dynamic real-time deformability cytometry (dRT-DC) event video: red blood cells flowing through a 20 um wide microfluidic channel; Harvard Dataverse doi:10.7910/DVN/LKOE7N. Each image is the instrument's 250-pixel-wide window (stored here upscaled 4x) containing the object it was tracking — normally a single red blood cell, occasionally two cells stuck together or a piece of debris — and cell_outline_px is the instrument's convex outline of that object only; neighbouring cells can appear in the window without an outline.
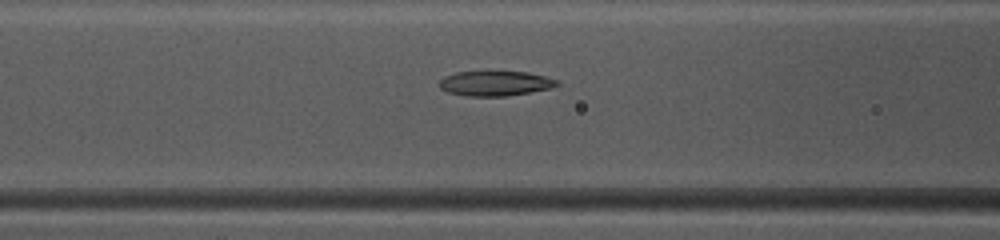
{"species": "common noctule bat (a hibernating species)", "species_latin": "Nyctalus noctula", "temperature_condition": "warm", "stored_images_in_passage": 41, "camera_frame_rate_fps": 3000, "um_per_image_px": 0.085, "animal": {"sex": "female", "body_mass_g": 10.0, "forearm_length_mm": 53.1}, "frame": {"image": 1, "passage_image": 13, "time_ms": 4.0, "image_size_px": [1000, 240], "cell_outline_px": [[560, 84], [552, 88], [508, 96], [464, 96], [448, 92], [440, 88], [440, 80], [444, 76], [456, 72], [528, 72], [544, 76], [556, 80]], "centroid_in_image_um": [42.09, 7.1], "position_along_channel_um": 124.5, "area_um2": 16.99}}
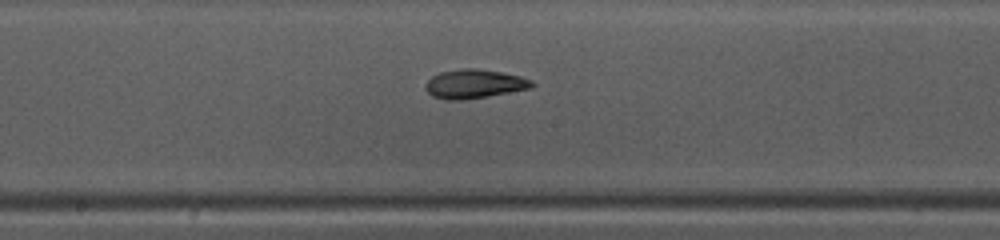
{"frame": {"image": 2, "passage_image": 19, "time_ms": 6.0, "image_size_px": [1000, 240], "cell_outline_px": [[536, 84], [532, 88], [488, 96], [464, 100], [444, 100], [432, 96], [424, 88], [424, 84], [432, 76], [440, 72], [460, 68], [476, 68], [500, 72], [520, 76], [532, 80]], "centroid_in_image_um": [40.3, 7.13], "position_along_channel_um": 207.9, "area_um2": 18.15}}
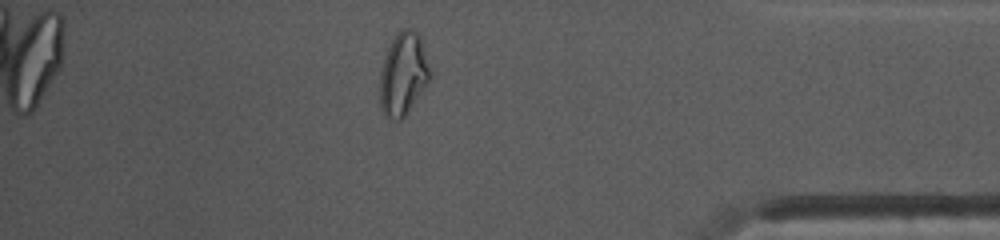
{"frame": {"image": 3, "passage_image": 35, "time_ms": 11.333, "image_size_px": [1000, 240], "cell_outline_px": [[432, 72], [428, 84], [404, 116], [400, 120], [396, 120], [388, 116], [384, 112], [380, 104], [380, 72], [388, 48], [396, 32], [400, 28], [408, 28], [416, 32], [420, 36], [432, 68]], "centroid_in_image_um": [34.31, 6.24], "position_along_channel_um": 400.9, "area_um2": 24.22}, "authors_computed_cell_mechanics": {"area_um2": 18.1492, "velocity_mm_per_s": 4.1499, "shape_relaxation_time_tau1_ms": 4.9048, "shape_relaxation_time_tau2_ms": 2.0863, "deformation_change_tau1": 0.1859, "deformation_change_tau2": 0.0889}}